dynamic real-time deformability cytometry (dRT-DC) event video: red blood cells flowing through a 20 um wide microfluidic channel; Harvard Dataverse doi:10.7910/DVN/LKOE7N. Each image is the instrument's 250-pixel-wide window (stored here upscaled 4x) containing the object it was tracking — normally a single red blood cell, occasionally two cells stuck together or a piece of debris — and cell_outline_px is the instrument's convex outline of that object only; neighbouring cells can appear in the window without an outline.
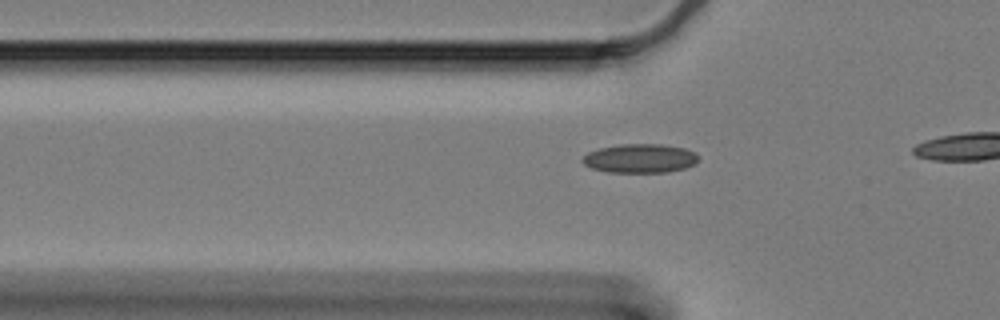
{"species": "Egyptian fruit bat (a non-hibernating species)", "species_latin": "Rousettus aegyptiacus", "temperature_condition": "cold", "stored_images_in_passage": 18, "camera_frame_rate_fps": 3000, "um_per_image_px": 0.085, "animal": {"sex": "female"}, "frame": {"image": 1, "passage_image": 11, "time_ms": 3.333, "image_size_px": [1000, 320], "cell_outline_px": [[700, 160], [696, 164], [684, 168], [668, 172], [608, 172], [592, 168], [584, 164], [580, 160], [588, 152], [600, 148], [620, 144], [660, 144], [684, 148], [696, 152], [700, 156]], "centroid_in_image_um": [54.44, 13.46], "position_along_channel_um": 71.4, "area_um2": 19.71}}
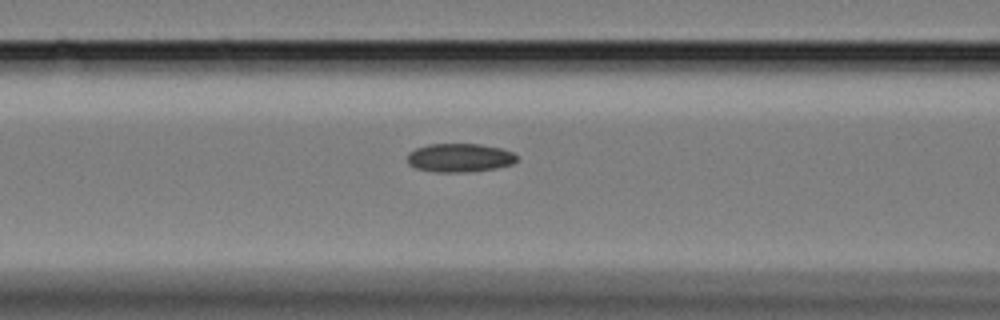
{"frame": {"image": 2, "passage_image": 16, "time_ms": 5.0, "image_size_px": [1000, 320], "cell_outline_px": [[516, 160], [512, 164], [496, 168], [468, 172], [436, 172], [416, 168], [408, 164], [408, 152], [416, 148], [428, 144], [480, 144], [500, 148], [512, 152], [516, 156]], "centroid_in_image_um": [39.04, 13.41], "position_along_channel_um": 127.6, "area_um2": 18.21}}